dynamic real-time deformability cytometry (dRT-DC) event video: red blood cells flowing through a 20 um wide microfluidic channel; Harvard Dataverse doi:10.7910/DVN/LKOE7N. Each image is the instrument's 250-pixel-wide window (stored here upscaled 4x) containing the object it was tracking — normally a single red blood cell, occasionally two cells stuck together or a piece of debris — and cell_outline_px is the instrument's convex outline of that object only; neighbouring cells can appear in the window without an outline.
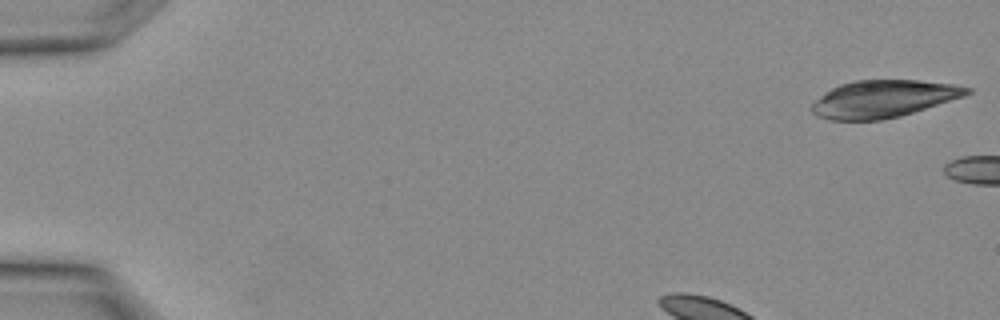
{"species": "Egyptian fruit bat (a non-hibernating species)", "species_latin": "Rousettus aegyptiacus", "temperature_condition": "warm", "stored_images_in_passage": 12, "camera_frame_rate_fps": 3000, "um_per_image_px": 0.085, "animal": {"sex": "female"}, "frame": {"image": 1, "passage_image": 1, "time_ms": 0.0, "image_size_px": [1000, 320], "cell_outline_px": [[972, 92], [964, 96], [900, 116], [880, 120], [828, 120], [816, 116], [812, 112], [812, 104], [816, 100], [832, 88], [840, 84], [856, 80], [916, 80], [952, 84], [972, 88]], "centroid_in_image_um": [75.08, 8.4], "position_along_channel_um": 9.9, "area_um2": 33.41}}
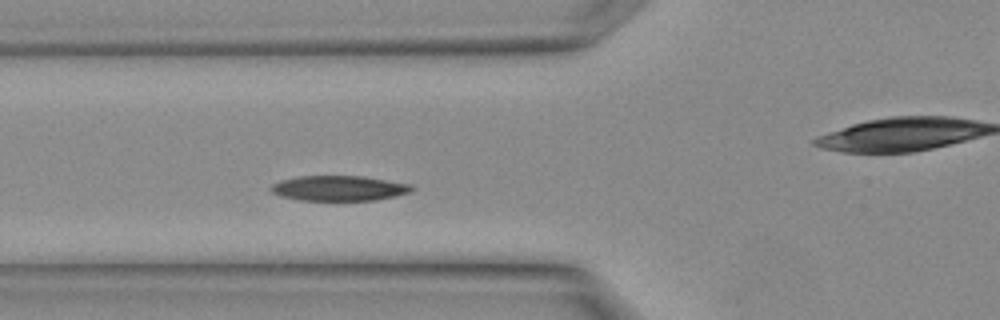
{"frame": {"image": 2, "passage_image": 9, "time_ms": 2.667, "image_size_px": [1000, 320], "cell_outline_px": [[416, 188], [412, 192], [396, 196], [376, 200], [296, 200], [280, 196], [272, 192], [268, 188], [272, 184], [280, 180], [300, 176], [364, 176], [412, 184]], "centroid_in_image_um": [28.84, 16.0], "position_along_channel_um": 97.0, "area_um2": 20.92}}